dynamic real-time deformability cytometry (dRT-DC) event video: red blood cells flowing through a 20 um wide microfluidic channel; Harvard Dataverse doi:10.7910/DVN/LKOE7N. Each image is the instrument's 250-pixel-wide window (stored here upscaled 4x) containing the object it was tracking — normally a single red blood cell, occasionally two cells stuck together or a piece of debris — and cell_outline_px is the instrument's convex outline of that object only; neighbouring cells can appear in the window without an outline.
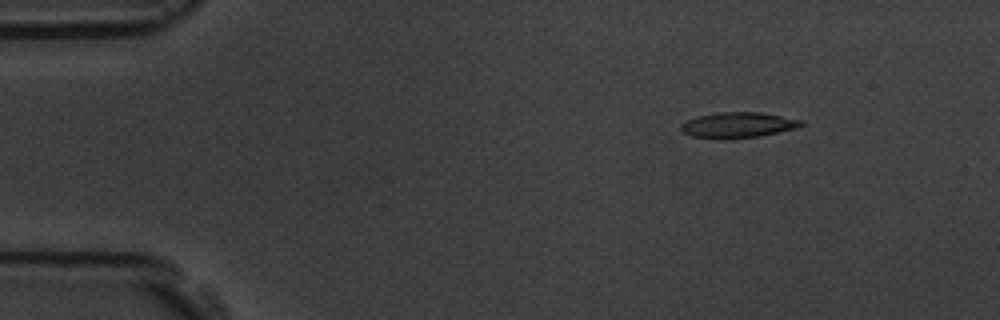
{"species": "common noctule bat (a hibernating species)", "species_latin": "Nyctalus noctula", "temperature_condition": "room temperature", "stored_images_in_passage": 10, "camera_frame_rate_fps": 3000, "um_per_image_px": 0.085, "animal": {"sex": "male", "body_mass_g": 19.5, "forearm_length_mm": 54.6}, "frame": {"image": 1, "passage_image": 2, "time_ms": 1.0, "image_size_px": [1000, 320], "cell_outline_px": [[808, 124], [796, 128], [760, 136], [728, 140], [720, 140], [692, 136], [684, 132], [680, 128], [680, 124], [696, 116], [720, 112], [760, 112], [804, 120]], "centroid_in_image_um": [62.76, 10.64], "position_along_channel_um": 22.2, "area_um2": 18.26}}
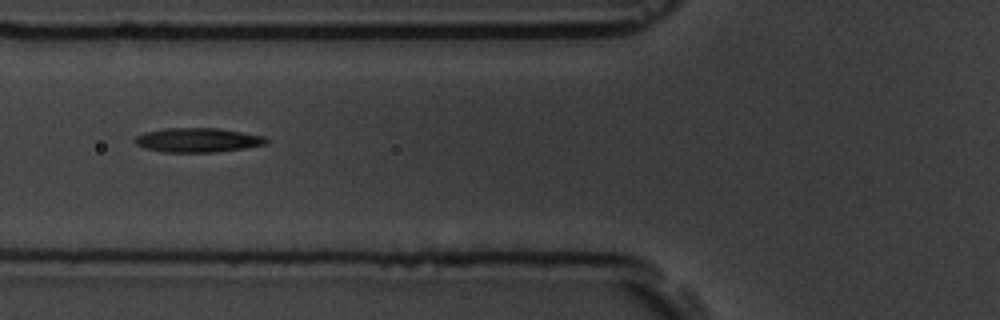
{"frame": {"image": 2, "passage_image": 6, "time_ms": 5.667, "image_size_px": [1000, 320], "cell_outline_px": [[268, 140], [264, 144], [244, 148], [216, 152], [164, 152], [144, 148], [136, 144], [132, 140], [136, 136], [144, 132], [164, 128], [216, 128], [264, 136]], "centroid_in_image_um": [16.73, 11.9], "position_along_channel_um": 109.1, "area_um2": 18.5}}
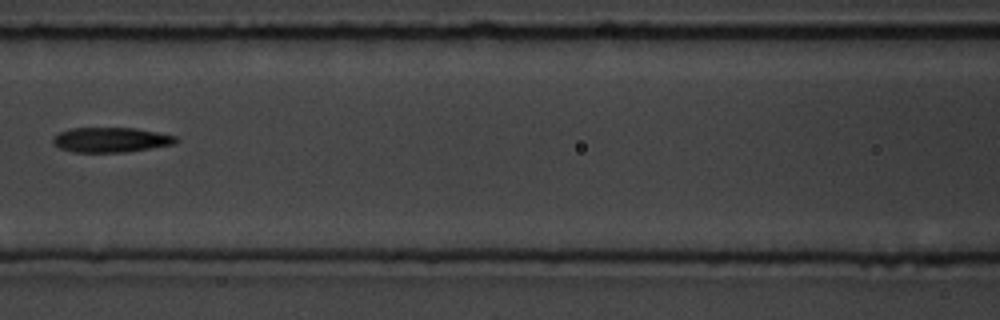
{"frame": {"image": 3, "passage_image": 7, "time_ms": 7.0, "image_size_px": [1000, 320], "cell_outline_px": [[180, 140], [172, 144], [128, 152], [72, 152], [60, 148], [52, 140], [60, 132], [72, 128], [136, 128], [176, 136]], "centroid_in_image_um": [9.45, 11.89], "position_along_channel_um": 157.2, "area_um2": 17.63}}